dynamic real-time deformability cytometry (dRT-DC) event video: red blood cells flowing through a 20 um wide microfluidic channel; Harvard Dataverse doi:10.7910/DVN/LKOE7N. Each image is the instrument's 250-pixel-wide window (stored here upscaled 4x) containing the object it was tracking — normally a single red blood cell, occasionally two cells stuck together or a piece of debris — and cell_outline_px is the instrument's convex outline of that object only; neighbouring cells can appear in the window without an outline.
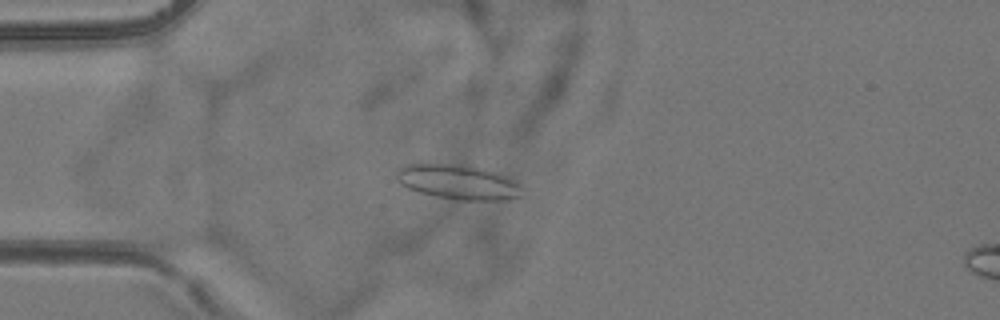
{"species": "common noctule bat (a hibernating species)", "species_latin": "Nyctalus noctula", "temperature_condition": "room temperature", "stored_images_in_passage": 5, "camera_frame_rate_fps": 3000, "um_per_image_px": 0.085, "animal": {"sex": "female", "body_mass_g": 24.6, "forearm_length_mm": 56.2}, "frame": {"image": 1, "passage_image": 5, "time_ms": 4.333, "image_size_px": [1000, 320], "cell_outline_px": [[524, 196], [508, 200], [456, 200], [436, 196], [420, 192], [408, 188], [400, 184], [396, 180], [396, 172], [400, 168], [408, 164], [420, 160], [424, 160], [460, 164], [484, 168], [508, 176], [520, 184]], "centroid_in_image_um": [38.92, 15.43], "position_along_channel_um": 46.1, "area_um2": 26.53}}